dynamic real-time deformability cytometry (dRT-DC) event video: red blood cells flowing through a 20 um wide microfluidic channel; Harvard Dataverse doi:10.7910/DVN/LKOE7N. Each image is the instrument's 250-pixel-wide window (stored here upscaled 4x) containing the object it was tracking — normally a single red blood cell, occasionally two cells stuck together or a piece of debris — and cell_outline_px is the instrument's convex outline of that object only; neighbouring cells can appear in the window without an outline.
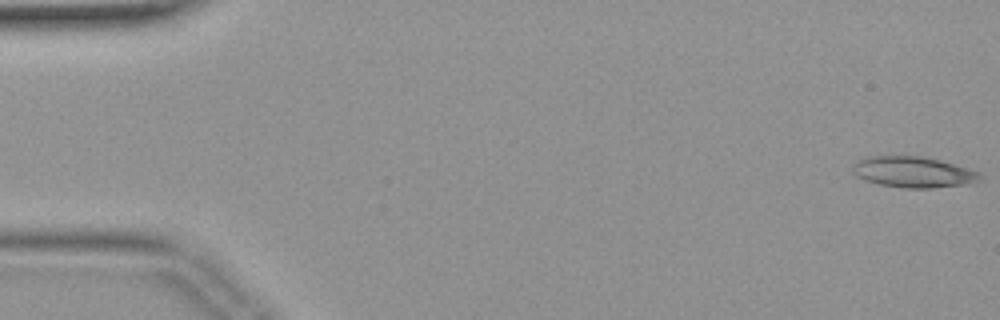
{"species": "common noctule bat (a hibernating species)", "species_latin": "Nyctalus noctula", "temperature_condition": "warm", "stored_images_in_passage": 42, "camera_frame_rate_fps": 3000, "um_per_image_px": 0.085, "animal": {"sex": "female", "body_mass_g": 19.9}, "frame": {"image": 1, "passage_image": 1, "time_ms": 0.0, "image_size_px": [1000, 320], "cell_outline_px": [[980, 180], [968, 184], [932, 188], [904, 188], [880, 184], [864, 180], [856, 176], [852, 172], [852, 164], [856, 160], [864, 156], [920, 156], [940, 160], [968, 168], [980, 172]], "centroid_in_image_um": [77.58, 14.62], "position_along_channel_um": 7.4, "area_um2": 23.12}}
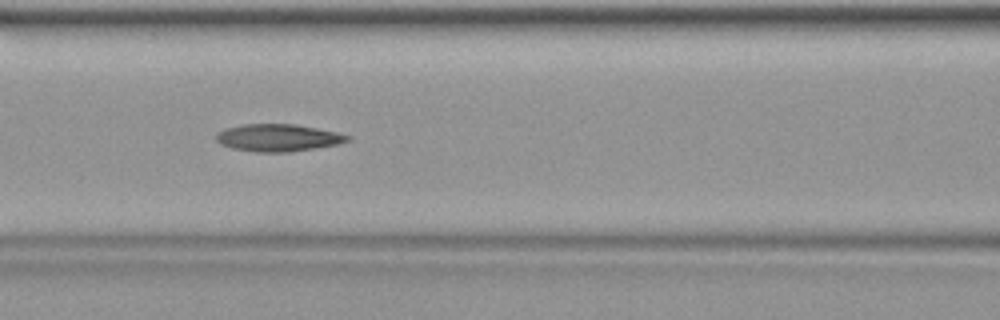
{"frame": {"image": 2, "passage_image": 18, "time_ms": 5.667, "image_size_px": [1000, 320], "cell_outline_px": [[352, 140], [336, 144], [288, 152], [256, 152], [232, 148], [220, 144], [216, 140], [216, 132], [224, 128], [240, 124], [296, 124], [336, 132], [352, 136]], "centroid_in_image_um": [23.59, 11.7], "position_along_channel_um": 143.0, "area_um2": 20.92}}
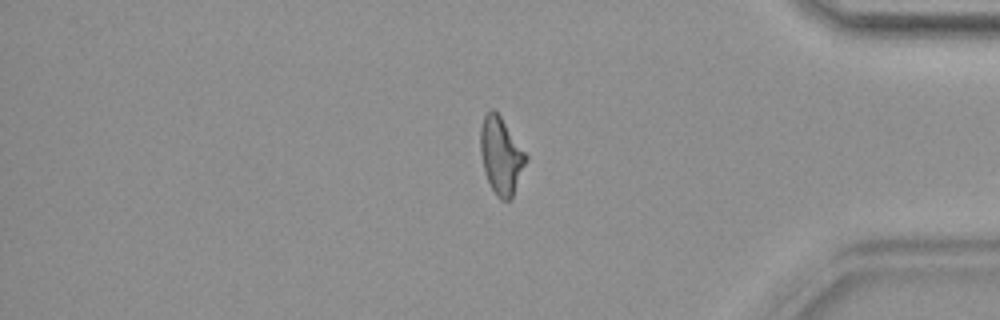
{"frame": {"image": 3, "passage_image": 35, "time_ms": 11.333, "image_size_px": [1000, 320], "cell_outline_px": [[528, 160], [512, 196], [508, 200], [500, 200], [496, 196], [484, 172], [480, 152], [480, 128], [484, 116], [492, 108], [500, 116], [528, 156]], "centroid_in_image_um": [42.58, 13.24], "position_along_channel_um": 392.6, "area_um2": 20.23}}